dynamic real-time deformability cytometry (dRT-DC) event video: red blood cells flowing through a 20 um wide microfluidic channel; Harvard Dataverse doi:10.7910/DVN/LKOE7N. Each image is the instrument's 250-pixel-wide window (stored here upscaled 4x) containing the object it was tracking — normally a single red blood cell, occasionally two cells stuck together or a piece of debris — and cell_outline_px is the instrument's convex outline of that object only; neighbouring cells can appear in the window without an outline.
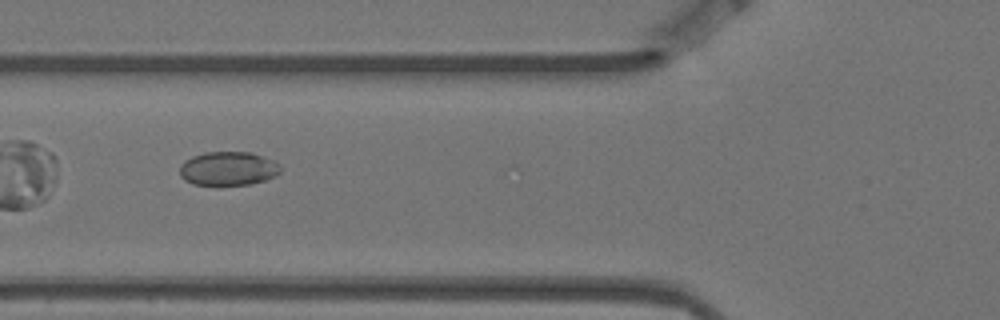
{"species": "Egyptian fruit bat (a non-hibernating species)", "species_latin": "Rousettus aegyptiacus", "temperature_condition": "warm", "stored_images_in_passage": 4, "camera_frame_rate_fps": 3000, "um_per_image_px": 0.085, "animal": {"sex": "female"}, "frame": {"image": 1, "passage_image": 4, "time_ms": 1.0, "image_size_px": [1000, 320], "cell_outline_px": [[280, 172], [276, 176], [252, 184], [192, 184], [184, 180], [180, 176], [180, 164], [184, 160], [192, 156], [204, 152], [252, 152], [264, 156], [280, 164]], "centroid_in_image_um": [19.39, 14.31], "position_along_channel_um": 106.4, "area_um2": 19.94}}